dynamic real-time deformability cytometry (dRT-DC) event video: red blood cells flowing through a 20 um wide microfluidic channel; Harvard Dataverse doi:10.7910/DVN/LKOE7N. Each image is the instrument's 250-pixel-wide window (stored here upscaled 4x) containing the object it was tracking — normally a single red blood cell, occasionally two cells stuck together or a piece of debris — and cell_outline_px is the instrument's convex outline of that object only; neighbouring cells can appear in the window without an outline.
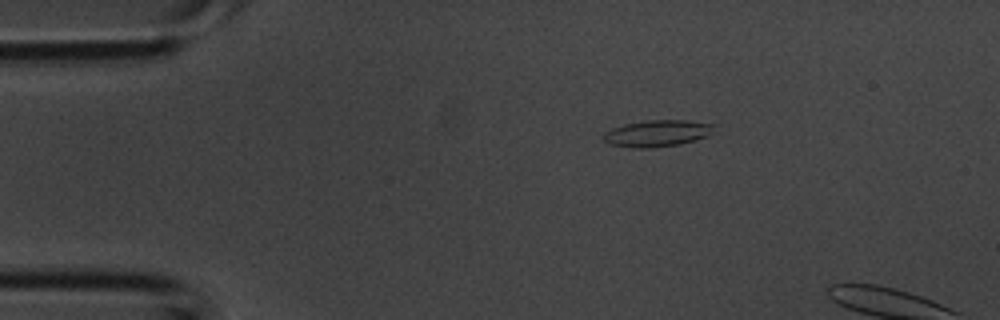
{"species": "common noctule bat (a hibernating species)", "species_latin": "Nyctalus noctula", "temperature_condition": "room temperature", "stored_images_in_passage": 2, "camera_frame_rate_fps": 3000, "um_per_image_px": 0.085, "animal": {"sex": "male", "body_mass_g": 20.1, "forearm_length_mm": 53.5}, "frame": {"image": 1, "passage_image": 1, "time_ms": 0.0, "image_size_px": [1000, 320], "cell_outline_px": [[716, 124], [704, 136], [696, 140], [680, 144], [652, 148], [636, 148], [612, 144], [604, 140], [600, 136], [604, 132], [612, 128], [624, 124], [648, 120], [688, 120]], "centroid_in_image_um": [55.81, 11.33], "position_along_channel_um": 29.2, "area_um2": 16.99}}